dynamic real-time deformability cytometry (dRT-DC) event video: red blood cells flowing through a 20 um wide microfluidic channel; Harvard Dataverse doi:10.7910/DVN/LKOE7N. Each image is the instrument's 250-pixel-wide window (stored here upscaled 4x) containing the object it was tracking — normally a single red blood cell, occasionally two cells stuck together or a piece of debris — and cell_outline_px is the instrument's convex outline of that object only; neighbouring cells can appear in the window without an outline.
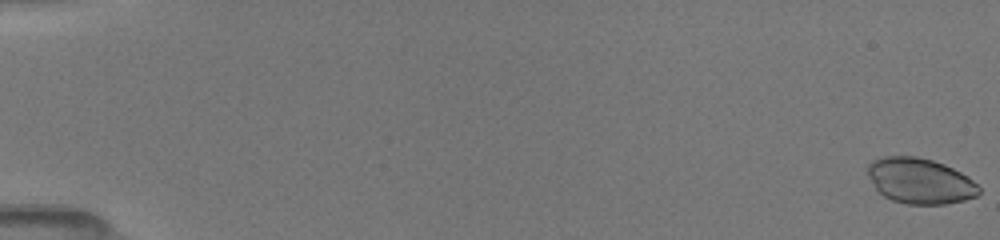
{"species": "common noctule bat (a hibernating species)", "species_latin": "Nyctalus noctula", "temperature_condition": "room temperature", "stored_images_in_passage": 52, "camera_frame_rate_fps": 3000, "um_per_image_px": 0.085, "animal": {"sex": "female", "body_mass_g": 19.5, "forearm_length_mm": 54.1}, "frame": {"image": 1, "passage_image": 1, "time_ms": 0.0, "image_size_px": [1000, 240], "cell_outline_px": [[980, 192], [976, 196], [964, 200], [944, 204], [908, 204], [892, 200], [884, 196], [876, 188], [868, 176], [868, 164], [872, 160], [884, 156], [916, 156], [932, 160], [944, 164], [968, 176], [980, 188]], "centroid_in_image_um": [78.19, 15.37], "position_along_channel_um": 6.8, "area_um2": 29.42}}
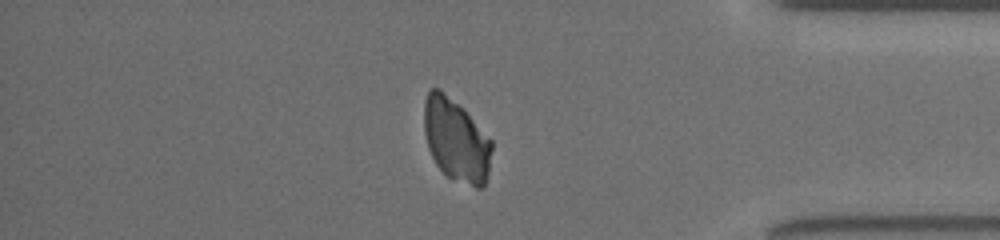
{"frame": {"image": 2, "passage_image": 45, "time_ms": 14.667, "image_size_px": [1000, 240], "cell_outline_px": [[492, 148], [488, 172], [484, 188], [476, 188], [452, 180], [436, 164], [428, 148], [424, 132], [424, 100], [428, 88], [440, 88], [464, 108], [492, 140]], "centroid_in_image_um": [38.77, 11.89], "position_along_channel_um": 396.4, "area_um2": 33.12}}
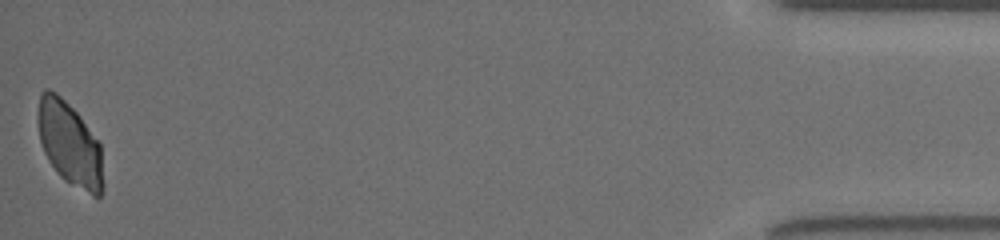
{"frame": {"image": 3, "passage_image": 52, "time_ms": 17.0, "image_size_px": [1000, 240], "cell_outline_px": [[104, 188], [100, 196], [92, 196], [64, 180], [60, 176], [48, 160], [44, 152], [40, 140], [36, 120], [36, 112], [40, 92], [44, 88], [48, 88], [56, 92], [80, 116], [100, 144], [104, 184]], "centroid_in_image_um": [5.9, 12.22], "position_along_channel_um": 429.3, "area_um2": 32.25}}